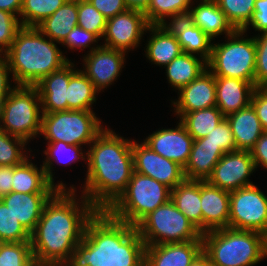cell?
<instances>
[{
	"instance_id": "54",
	"label": "cell",
	"mask_w": 267,
	"mask_h": 266,
	"mask_svg": "<svg viewBox=\"0 0 267 266\" xmlns=\"http://www.w3.org/2000/svg\"><path fill=\"white\" fill-rule=\"evenodd\" d=\"M190 266H213L209 256L202 250L192 261Z\"/></svg>"
},
{
	"instance_id": "42",
	"label": "cell",
	"mask_w": 267,
	"mask_h": 266,
	"mask_svg": "<svg viewBox=\"0 0 267 266\" xmlns=\"http://www.w3.org/2000/svg\"><path fill=\"white\" fill-rule=\"evenodd\" d=\"M18 16L10 12L0 10V54H5L22 28Z\"/></svg>"
},
{
	"instance_id": "18",
	"label": "cell",
	"mask_w": 267,
	"mask_h": 266,
	"mask_svg": "<svg viewBox=\"0 0 267 266\" xmlns=\"http://www.w3.org/2000/svg\"><path fill=\"white\" fill-rule=\"evenodd\" d=\"M202 233L229 228L230 192L200 181Z\"/></svg>"
},
{
	"instance_id": "4",
	"label": "cell",
	"mask_w": 267,
	"mask_h": 266,
	"mask_svg": "<svg viewBox=\"0 0 267 266\" xmlns=\"http://www.w3.org/2000/svg\"><path fill=\"white\" fill-rule=\"evenodd\" d=\"M56 44L36 27L23 26L5 53L14 84L35 86L66 65L70 60Z\"/></svg>"
},
{
	"instance_id": "52",
	"label": "cell",
	"mask_w": 267,
	"mask_h": 266,
	"mask_svg": "<svg viewBox=\"0 0 267 266\" xmlns=\"http://www.w3.org/2000/svg\"><path fill=\"white\" fill-rule=\"evenodd\" d=\"M23 0H0V10H4L19 17Z\"/></svg>"
},
{
	"instance_id": "28",
	"label": "cell",
	"mask_w": 267,
	"mask_h": 266,
	"mask_svg": "<svg viewBox=\"0 0 267 266\" xmlns=\"http://www.w3.org/2000/svg\"><path fill=\"white\" fill-rule=\"evenodd\" d=\"M32 159H26L20 165L14 166L12 191L20 193H56L59 189L46 177L42 165L33 164Z\"/></svg>"
},
{
	"instance_id": "20",
	"label": "cell",
	"mask_w": 267,
	"mask_h": 266,
	"mask_svg": "<svg viewBox=\"0 0 267 266\" xmlns=\"http://www.w3.org/2000/svg\"><path fill=\"white\" fill-rule=\"evenodd\" d=\"M202 250L203 241L146 246L144 266H190Z\"/></svg>"
},
{
	"instance_id": "2",
	"label": "cell",
	"mask_w": 267,
	"mask_h": 266,
	"mask_svg": "<svg viewBox=\"0 0 267 266\" xmlns=\"http://www.w3.org/2000/svg\"><path fill=\"white\" fill-rule=\"evenodd\" d=\"M105 127L87 149L83 196L98 210L106 211L126 190L134 172L132 140Z\"/></svg>"
},
{
	"instance_id": "9",
	"label": "cell",
	"mask_w": 267,
	"mask_h": 266,
	"mask_svg": "<svg viewBox=\"0 0 267 266\" xmlns=\"http://www.w3.org/2000/svg\"><path fill=\"white\" fill-rule=\"evenodd\" d=\"M135 227L145 246L203 241L202 233L171 199L146 215Z\"/></svg>"
},
{
	"instance_id": "6",
	"label": "cell",
	"mask_w": 267,
	"mask_h": 266,
	"mask_svg": "<svg viewBox=\"0 0 267 266\" xmlns=\"http://www.w3.org/2000/svg\"><path fill=\"white\" fill-rule=\"evenodd\" d=\"M170 199L169 187L134 171L126 190L106 212L118 221L136 226L146 215Z\"/></svg>"
},
{
	"instance_id": "13",
	"label": "cell",
	"mask_w": 267,
	"mask_h": 266,
	"mask_svg": "<svg viewBox=\"0 0 267 266\" xmlns=\"http://www.w3.org/2000/svg\"><path fill=\"white\" fill-rule=\"evenodd\" d=\"M257 170L250 151L225 153L207 181L220 189L234 191L254 184L249 177Z\"/></svg>"
},
{
	"instance_id": "39",
	"label": "cell",
	"mask_w": 267,
	"mask_h": 266,
	"mask_svg": "<svg viewBox=\"0 0 267 266\" xmlns=\"http://www.w3.org/2000/svg\"><path fill=\"white\" fill-rule=\"evenodd\" d=\"M0 240L19 243L31 240V234L14 217L9 208L0 199Z\"/></svg>"
},
{
	"instance_id": "19",
	"label": "cell",
	"mask_w": 267,
	"mask_h": 266,
	"mask_svg": "<svg viewBox=\"0 0 267 266\" xmlns=\"http://www.w3.org/2000/svg\"><path fill=\"white\" fill-rule=\"evenodd\" d=\"M74 67L70 60L35 85L41 99L42 113L67 110V87L70 77L78 70Z\"/></svg>"
},
{
	"instance_id": "38",
	"label": "cell",
	"mask_w": 267,
	"mask_h": 266,
	"mask_svg": "<svg viewBox=\"0 0 267 266\" xmlns=\"http://www.w3.org/2000/svg\"><path fill=\"white\" fill-rule=\"evenodd\" d=\"M27 144L23 139L0 129V166H17L23 163L30 157L27 155Z\"/></svg>"
},
{
	"instance_id": "12",
	"label": "cell",
	"mask_w": 267,
	"mask_h": 266,
	"mask_svg": "<svg viewBox=\"0 0 267 266\" xmlns=\"http://www.w3.org/2000/svg\"><path fill=\"white\" fill-rule=\"evenodd\" d=\"M149 25L142 11L127 9L107 19L105 32L102 37L105 41L102 45L122 50L128 54L130 50L133 49L134 51L135 48L140 46V41L143 39V35L147 33L146 30Z\"/></svg>"
},
{
	"instance_id": "1",
	"label": "cell",
	"mask_w": 267,
	"mask_h": 266,
	"mask_svg": "<svg viewBox=\"0 0 267 266\" xmlns=\"http://www.w3.org/2000/svg\"><path fill=\"white\" fill-rule=\"evenodd\" d=\"M77 190H58L45 204L31 248L36 265L63 266L82 241L87 223L98 210ZM81 199V200H80Z\"/></svg>"
},
{
	"instance_id": "11",
	"label": "cell",
	"mask_w": 267,
	"mask_h": 266,
	"mask_svg": "<svg viewBox=\"0 0 267 266\" xmlns=\"http://www.w3.org/2000/svg\"><path fill=\"white\" fill-rule=\"evenodd\" d=\"M229 228L267 237V196L255 184L230 192Z\"/></svg>"
},
{
	"instance_id": "41",
	"label": "cell",
	"mask_w": 267,
	"mask_h": 266,
	"mask_svg": "<svg viewBox=\"0 0 267 266\" xmlns=\"http://www.w3.org/2000/svg\"><path fill=\"white\" fill-rule=\"evenodd\" d=\"M106 24L107 18L88 0H78V26L102 40Z\"/></svg>"
},
{
	"instance_id": "3",
	"label": "cell",
	"mask_w": 267,
	"mask_h": 266,
	"mask_svg": "<svg viewBox=\"0 0 267 266\" xmlns=\"http://www.w3.org/2000/svg\"><path fill=\"white\" fill-rule=\"evenodd\" d=\"M145 247L135 226L98 211L63 266H144Z\"/></svg>"
},
{
	"instance_id": "33",
	"label": "cell",
	"mask_w": 267,
	"mask_h": 266,
	"mask_svg": "<svg viewBox=\"0 0 267 266\" xmlns=\"http://www.w3.org/2000/svg\"><path fill=\"white\" fill-rule=\"evenodd\" d=\"M99 92L93 83L81 71L77 70L69 80L67 87V110L93 111L92 105L96 102Z\"/></svg>"
},
{
	"instance_id": "45",
	"label": "cell",
	"mask_w": 267,
	"mask_h": 266,
	"mask_svg": "<svg viewBox=\"0 0 267 266\" xmlns=\"http://www.w3.org/2000/svg\"><path fill=\"white\" fill-rule=\"evenodd\" d=\"M205 138L206 142L219 146L224 153L237 150L231 126L226 117Z\"/></svg>"
},
{
	"instance_id": "23",
	"label": "cell",
	"mask_w": 267,
	"mask_h": 266,
	"mask_svg": "<svg viewBox=\"0 0 267 266\" xmlns=\"http://www.w3.org/2000/svg\"><path fill=\"white\" fill-rule=\"evenodd\" d=\"M196 3L194 7L195 3H191L187 18L212 40L224 34L226 39L235 31L215 0H197Z\"/></svg>"
},
{
	"instance_id": "53",
	"label": "cell",
	"mask_w": 267,
	"mask_h": 266,
	"mask_svg": "<svg viewBox=\"0 0 267 266\" xmlns=\"http://www.w3.org/2000/svg\"><path fill=\"white\" fill-rule=\"evenodd\" d=\"M124 2L128 9L144 12L147 9L150 0H124Z\"/></svg>"
},
{
	"instance_id": "24",
	"label": "cell",
	"mask_w": 267,
	"mask_h": 266,
	"mask_svg": "<svg viewBox=\"0 0 267 266\" xmlns=\"http://www.w3.org/2000/svg\"><path fill=\"white\" fill-rule=\"evenodd\" d=\"M150 35L147 38L145 57L156 66L165 67L183 51L175 34L166 25H149L147 30Z\"/></svg>"
},
{
	"instance_id": "21",
	"label": "cell",
	"mask_w": 267,
	"mask_h": 266,
	"mask_svg": "<svg viewBox=\"0 0 267 266\" xmlns=\"http://www.w3.org/2000/svg\"><path fill=\"white\" fill-rule=\"evenodd\" d=\"M216 107L224 117L250 105L255 83L239 78L215 77Z\"/></svg>"
},
{
	"instance_id": "25",
	"label": "cell",
	"mask_w": 267,
	"mask_h": 266,
	"mask_svg": "<svg viewBox=\"0 0 267 266\" xmlns=\"http://www.w3.org/2000/svg\"><path fill=\"white\" fill-rule=\"evenodd\" d=\"M224 154L219 146L206 142L205 137L194 140L189 160L183 168L185 179L207 181Z\"/></svg>"
},
{
	"instance_id": "49",
	"label": "cell",
	"mask_w": 267,
	"mask_h": 266,
	"mask_svg": "<svg viewBox=\"0 0 267 266\" xmlns=\"http://www.w3.org/2000/svg\"><path fill=\"white\" fill-rule=\"evenodd\" d=\"M107 19L126 11L124 0H88Z\"/></svg>"
},
{
	"instance_id": "22",
	"label": "cell",
	"mask_w": 267,
	"mask_h": 266,
	"mask_svg": "<svg viewBox=\"0 0 267 266\" xmlns=\"http://www.w3.org/2000/svg\"><path fill=\"white\" fill-rule=\"evenodd\" d=\"M55 193H20L11 192L1 200L14 217L31 234L41 218L45 204Z\"/></svg>"
},
{
	"instance_id": "34",
	"label": "cell",
	"mask_w": 267,
	"mask_h": 266,
	"mask_svg": "<svg viewBox=\"0 0 267 266\" xmlns=\"http://www.w3.org/2000/svg\"><path fill=\"white\" fill-rule=\"evenodd\" d=\"M175 114L194 140L207 136L225 118L216 106Z\"/></svg>"
},
{
	"instance_id": "5",
	"label": "cell",
	"mask_w": 267,
	"mask_h": 266,
	"mask_svg": "<svg viewBox=\"0 0 267 266\" xmlns=\"http://www.w3.org/2000/svg\"><path fill=\"white\" fill-rule=\"evenodd\" d=\"M203 251L213 266H254L267 258L260 232L221 228L202 233Z\"/></svg>"
},
{
	"instance_id": "36",
	"label": "cell",
	"mask_w": 267,
	"mask_h": 266,
	"mask_svg": "<svg viewBox=\"0 0 267 266\" xmlns=\"http://www.w3.org/2000/svg\"><path fill=\"white\" fill-rule=\"evenodd\" d=\"M67 0H23L19 19L22 26L36 27L56 12Z\"/></svg>"
},
{
	"instance_id": "51",
	"label": "cell",
	"mask_w": 267,
	"mask_h": 266,
	"mask_svg": "<svg viewBox=\"0 0 267 266\" xmlns=\"http://www.w3.org/2000/svg\"><path fill=\"white\" fill-rule=\"evenodd\" d=\"M14 166H0V199L12 192Z\"/></svg>"
},
{
	"instance_id": "8",
	"label": "cell",
	"mask_w": 267,
	"mask_h": 266,
	"mask_svg": "<svg viewBox=\"0 0 267 266\" xmlns=\"http://www.w3.org/2000/svg\"><path fill=\"white\" fill-rule=\"evenodd\" d=\"M244 37V31L235 30L226 37V43L213 44L207 68L215 77L239 78L255 83V40L253 36Z\"/></svg>"
},
{
	"instance_id": "40",
	"label": "cell",
	"mask_w": 267,
	"mask_h": 266,
	"mask_svg": "<svg viewBox=\"0 0 267 266\" xmlns=\"http://www.w3.org/2000/svg\"><path fill=\"white\" fill-rule=\"evenodd\" d=\"M31 241L10 243L0 246V266H35Z\"/></svg>"
},
{
	"instance_id": "30",
	"label": "cell",
	"mask_w": 267,
	"mask_h": 266,
	"mask_svg": "<svg viewBox=\"0 0 267 266\" xmlns=\"http://www.w3.org/2000/svg\"><path fill=\"white\" fill-rule=\"evenodd\" d=\"M46 150L44 154L46 155L45 161H42V167L45 170L47 179L55 185L59 190H75L74 185L66 187L62 181L58 184L54 183L53 163L54 161L58 164L71 165L73 162L80 160H87V151H83V148L78 145H71L64 143L63 141H47Z\"/></svg>"
},
{
	"instance_id": "10",
	"label": "cell",
	"mask_w": 267,
	"mask_h": 266,
	"mask_svg": "<svg viewBox=\"0 0 267 266\" xmlns=\"http://www.w3.org/2000/svg\"><path fill=\"white\" fill-rule=\"evenodd\" d=\"M104 128L94 111L63 110L42 113L40 136L44 135L46 141L83 147L90 145Z\"/></svg>"
},
{
	"instance_id": "27",
	"label": "cell",
	"mask_w": 267,
	"mask_h": 266,
	"mask_svg": "<svg viewBox=\"0 0 267 266\" xmlns=\"http://www.w3.org/2000/svg\"><path fill=\"white\" fill-rule=\"evenodd\" d=\"M231 126L237 150L251 151L264 133L256 111L250 104L226 117Z\"/></svg>"
},
{
	"instance_id": "32",
	"label": "cell",
	"mask_w": 267,
	"mask_h": 266,
	"mask_svg": "<svg viewBox=\"0 0 267 266\" xmlns=\"http://www.w3.org/2000/svg\"><path fill=\"white\" fill-rule=\"evenodd\" d=\"M168 83L176 92L198 78L207 68V61L193 54L182 52L164 67Z\"/></svg>"
},
{
	"instance_id": "15",
	"label": "cell",
	"mask_w": 267,
	"mask_h": 266,
	"mask_svg": "<svg viewBox=\"0 0 267 266\" xmlns=\"http://www.w3.org/2000/svg\"><path fill=\"white\" fill-rule=\"evenodd\" d=\"M126 52L101 45L83 57L81 71L93 83L94 88L100 93L112 85L121 75L125 64Z\"/></svg>"
},
{
	"instance_id": "47",
	"label": "cell",
	"mask_w": 267,
	"mask_h": 266,
	"mask_svg": "<svg viewBox=\"0 0 267 266\" xmlns=\"http://www.w3.org/2000/svg\"><path fill=\"white\" fill-rule=\"evenodd\" d=\"M264 131H267V88L256 87L253 91L251 103Z\"/></svg>"
},
{
	"instance_id": "16",
	"label": "cell",
	"mask_w": 267,
	"mask_h": 266,
	"mask_svg": "<svg viewBox=\"0 0 267 266\" xmlns=\"http://www.w3.org/2000/svg\"><path fill=\"white\" fill-rule=\"evenodd\" d=\"M143 141L157 154L177 162L184 168L189 160L194 139L179 121L175 129H158Z\"/></svg>"
},
{
	"instance_id": "43",
	"label": "cell",
	"mask_w": 267,
	"mask_h": 266,
	"mask_svg": "<svg viewBox=\"0 0 267 266\" xmlns=\"http://www.w3.org/2000/svg\"><path fill=\"white\" fill-rule=\"evenodd\" d=\"M99 39L95 34L88 32L87 30L81 28L80 26L74 27L65 40L61 43V45H65L67 49L71 50H84L85 48H89L90 50L88 52H92L96 48L100 47V45H95V43H98ZM95 46H93V45ZM92 45V47H91Z\"/></svg>"
},
{
	"instance_id": "50",
	"label": "cell",
	"mask_w": 267,
	"mask_h": 266,
	"mask_svg": "<svg viewBox=\"0 0 267 266\" xmlns=\"http://www.w3.org/2000/svg\"><path fill=\"white\" fill-rule=\"evenodd\" d=\"M250 152L256 169L262 166L267 170V131H264Z\"/></svg>"
},
{
	"instance_id": "48",
	"label": "cell",
	"mask_w": 267,
	"mask_h": 266,
	"mask_svg": "<svg viewBox=\"0 0 267 266\" xmlns=\"http://www.w3.org/2000/svg\"><path fill=\"white\" fill-rule=\"evenodd\" d=\"M11 74L7 56L5 54H0V106L16 87V84L11 86V82H14V79H10Z\"/></svg>"
},
{
	"instance_id": "14",
	"label": "cell",
	"mask_w": 267,
	"mask_h": 266,
	"mask_svg": "<svg viewBox=\"0 0 267 266\" xmlns=\"http://www.w3.org/2000/svg\"><path fill=\"white\" fill-rule=\"evenodd\" d=\"M134 171L149 176L171 190L185 180L183 167L157 154L144 142L132 141Z\"/></svg>"
},
{
	"instance_id": "35",
	"label": "cell",
	"mask_w": 267,
	"mask_h": 266,
	"mask_svg": "<svg viewBox=\"0 0 267 266\" xmlns=\"http://www.w3.org/2000/svg\"><path fill=\"white\" fill-rule=\"evenodd\" d=\"M190 7L189 0H150L143 13L150 25H162L174 19L187 18Z\"/></svg>"
},
{
	"instance_id": "7",
	"label": "cell",
	"mask_w": 267,
	"mask_h": 266,
	"mask_svg": "<svg viewBox=\"0 0 267 266\" xmlns=\"http://www.w3.org/2000/svg\"><path fill=\"white\" fill-rule=\"evenodd\" d=\"M41 123L42 106L36 87L16 85L0 106V129L29 143L40 136Z\"/></svg>"
},
{
	"instance_id": "29",
	"label": "cell",
	"mask_w": 267,
	"mask_h": 266,
	"mask_svg": "<svg viewBox=\"0 0 267 266\" xmlns=\"http://www.w3.org/2000/svg\"><path fill=\"white\" fill-rule=\"evenodd\" d=\"M76 26H78V0H67L36 28L49 39L60 44Z\"/></svg>"
},
{
	"instance_id": "37",
	"label": "cell",
	"mask_w": 267,
	"mask_h": 266,
	"mask_svg": "<svg viewBox=\"0 0 267 266\" xmlns=\"http://www.w3.org/2000/svg\"><path fill=\"white\" fill-rule=\"evenodd\" d=\"M235 30H242L252 18L256 0H215Z\"/></svg>"
},
{
	"instance_id": "46",
	"label": "cell",
	"mask_w": 267,
	"mask_h": 266,
	"mask_svg": "<svg viewBox=\"0 0 267 266\" xmlns=\"http://www.w3.org/2000/svg\"><path fill=\"white\" fill-rule=\"evenodd\" d=\"M251 26L255 31L267 33V0H256L254 3V12L249 23L242 29L247 35V30Z\"/></svg>"
},
{
	"instance_id": "44",
	"label": "cell",
	"mask_w": 267,
	"mask_h": 266,
	"mask_svg": "<svg viewBox=\"0 0 267 266\" xmlns=\"http://www.w3.org/2000/svg\"><path fill=\"white\" fill-rule=\"evenodd\" d=\"M256 45L255 87H267V33L254 36Z\"/></svg>"
},
{
	"instance_id": "31",
	"label": "cell",
	"mask_w": 267,
	"mask_h": 266,
	"mask_svg": "<svg viewBox=\"0 0 267 266\" xmlns=\"http://www.w3.org/2000/svg\"><path fill=\"white\" fill-rule=\"evenodd\" d=\"M171 201L202 233L200 181L185 179L171 190Z\"/></svg>"
},
{
	"instance_id": "55",
	"label": "cell",
	"mask_w": 267,
	"mask_h": 266,
	"mask_svg": "<svg viewBox=\"0 0 267 266\" xmlns=\"http://www.w3.org/2000/svg\"><path fill=\"white\" fill-rule=\"evenodd\" d=\"M189 1H190L191 3H192V2H196V0H189ZM198 1H200V0H198Z\"/></svg>"
},
{
	"instance_id": "26",
	"label": "cell",
	"mask_w": 267,
	"mask_h": 266,
	"mask_svg": "<svg viewBox=\"0 0 267 266\" xmlns=\"http://www.w3.org/2000/svg\"><path fill=\"white\" fill-rule=\"evenodd\" d=\"M166 25L175 34L184 53L199 56L207 62L210 60L213 40L188 18L174 19Z\"/></svg>"
},
{
	"instance_id": "17",
	"label": "cell",
	"mask_w": 267,
	"mask_h": 266,
	"mask_svg": "<svg viewBox=\"0 0 267 266\" xmlns=\"http://www.w3.org/2000/svg\"><path fill=\"white\" fill-rule=\"evenodd\" d=\"M171 100L175 113H188L216 106L215 76L207 69L194 81L178 90Z\"/></svg>"
}]
</instances>
